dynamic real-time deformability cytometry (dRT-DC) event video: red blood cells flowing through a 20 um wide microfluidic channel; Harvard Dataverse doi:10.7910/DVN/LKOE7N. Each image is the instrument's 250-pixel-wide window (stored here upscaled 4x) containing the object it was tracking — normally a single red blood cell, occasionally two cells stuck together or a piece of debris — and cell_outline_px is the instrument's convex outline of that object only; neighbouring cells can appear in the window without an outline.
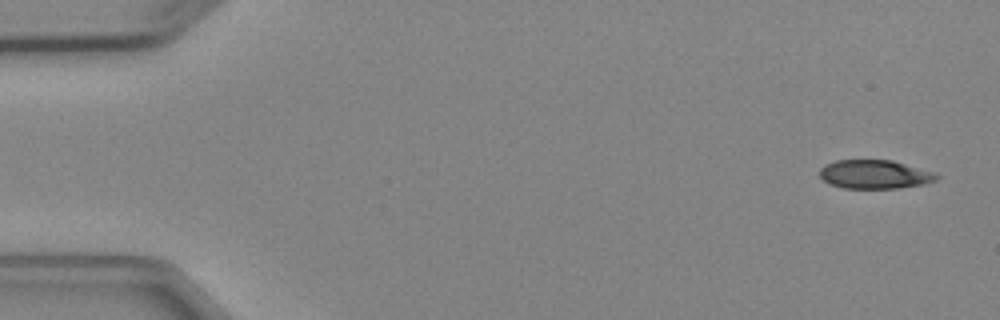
{"species": "Egyptian fruit bat (a non-hibernating species)", "species_latin": "Rousettus aegyptiacus", "temperature_condition": "cold", "stored_images_in_passage": 5, "camera_frame_rate_fps": 3000, "um_per_image_px": 0.085, "animal": {"sex": "female"}, "frame": {"image": 1, "passage_image": 1, "time_ms": 0.0, "image_size_px": [1000, 320], "cell_outline_px": [[940, 176], [936, 180], [924, 184], [896, 188], [844, 188], [832, 184], [824, 180], [820, 176], [820, 168], [824, 164], [836, 160], [892, 160], [936, 172]], "centroid_in_image_um": [74.38, 14.81], "position_along_channel_um": 10.6, "area_um2": 19.59}}
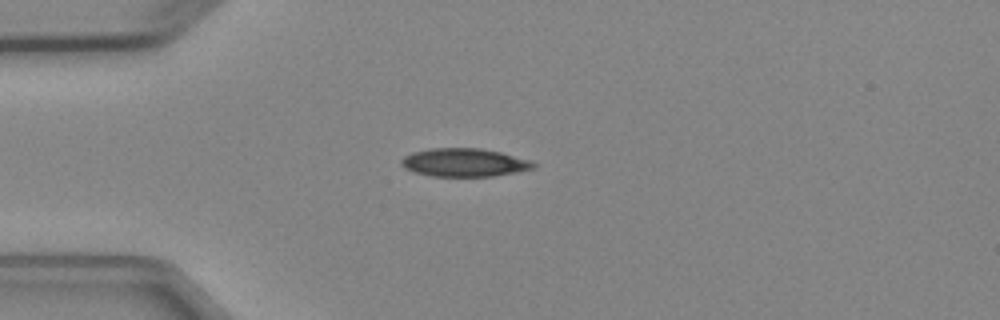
{"frame": {"image": 2, "passage_image": 4, "time_ms": 3.667, "image_size_px": [1000, 320], "cell_outline_px": [[536, 168], [516, 172], [492, 176], [432, 176], [416, 172], [404, 168], [400, 164], [400, 160], [404, 156], [412, 152], [428, 148], [480, 148], [500, 152], [532, 160], [536, 164]], "centroid_in_image_um": [39.47, 13.8], "position_along_channel_um": 45.5, "area_um2": 21.85}}